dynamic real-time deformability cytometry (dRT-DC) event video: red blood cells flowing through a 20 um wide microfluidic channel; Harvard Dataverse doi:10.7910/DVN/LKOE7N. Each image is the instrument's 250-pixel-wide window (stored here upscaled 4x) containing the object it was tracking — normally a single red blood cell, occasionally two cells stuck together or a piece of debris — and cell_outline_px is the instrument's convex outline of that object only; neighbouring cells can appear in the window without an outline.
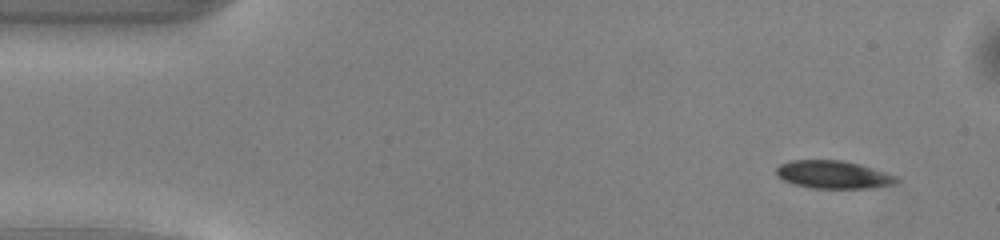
{"species": "common noctule bat (a hibernating species)", "species_latin": "Nyctalus noctula", "temperature_condition": "warm", "stored_images_in_passage": 47, "camera_frame_rate_fps": 3000, "um_per_image_px": 0.085, "animal": {"sex": "male", "body_mass_g": 13.0, "forearm_length_mm": 53.1}, "frame": {"image": 1, "passage_image": 1, "time_ms": 0.0, "image_size_px": [1000, 240], "cell_outline_px": [[900, 180], [896, 184], [876, 188], [812, 188], [796, 184], [784, 180], [776, 176], [776, 168], [780, 164], [792, 160], [840, 160], [860, 164], [896, 176]], "centroid_in_image_um": [70.85, 14.85], "position_along_channel_um": 14.1, "area_um2": 19.54}}
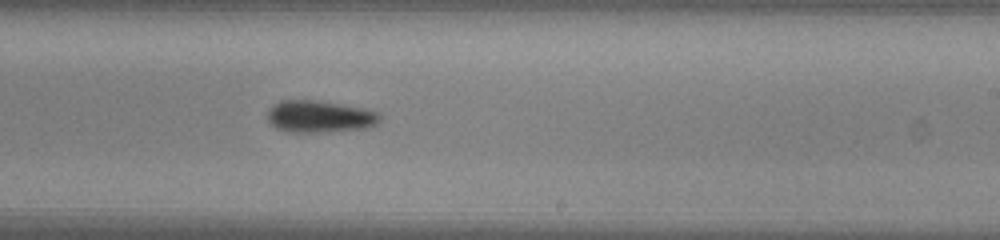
{"frame": {"image": 2, "passage_image": 27, "time_ms": 8.667, "image_size_px": [1000, 240], "cell_outline_px": [[380, 120], [372, 128], [312, 132], [288, 132], [276, 128], [268, 120], [268, 112], [272, 104], [280, 100], [312, 100], [372, 108], [380, 112]], "centroid_in_image_um": [27.23, 9.89], "position_along_channel_um": 261.8, "area_um2": 21.27}}
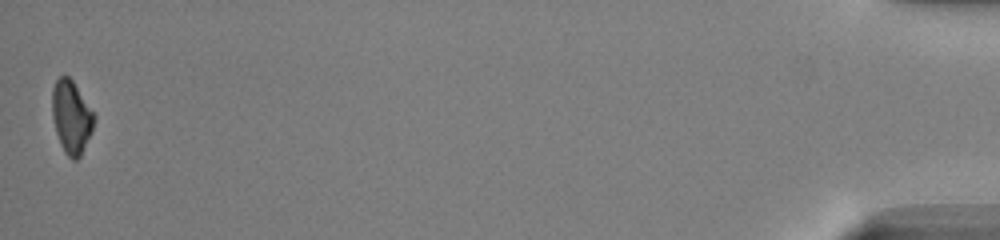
{"frame": {"image": 3, "passage_image": 47, "time_ms": 15.333, "image_size_px": [1000, 240], "cell_outline_px": [[96, 116], [92, 132], [80, 156], [76, 160], [72, 160], [64, 152], [60, 144], [56, 132], [52, 116], [52, 88], [56, 80], [60, 76], [68, 76], [72, 80], [96, 112]], "centroid_in_image_um": [6.09, 9.93], "position_along_channel_um": 429.1, "area_um2": 18.15}, "authors_computed_cell_mechanics": {"area_um2": 20.0566, "velocity_mm_per_s": 4.0612, "shape_relaxation_time_tau1_ms": 2.7952, "shape_relaxation_time_tau2_ms": null, "deformation_change_tau1": 0.1006, "deformation_change_tau2": null}}